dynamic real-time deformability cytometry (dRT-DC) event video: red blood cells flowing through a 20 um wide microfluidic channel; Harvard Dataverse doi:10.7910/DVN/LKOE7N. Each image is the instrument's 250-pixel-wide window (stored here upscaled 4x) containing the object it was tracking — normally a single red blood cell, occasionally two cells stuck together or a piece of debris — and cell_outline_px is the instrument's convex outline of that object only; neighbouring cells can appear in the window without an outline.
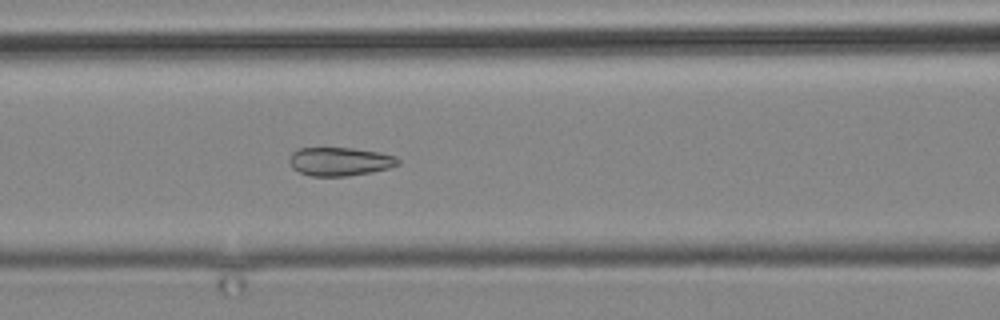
{"species": "common noctule bat (a hibernating species)", "species_latin": "Nyctalus noctula", "temperature_condition": "cold", "stored_images_in_passage": 3, "camera_frame_rate_fps": 3000, "um_per_image_px": 0.085, "animal": {"sex": "male", "body_mass_g": 19.2, "forearm_length_mm": 51.8}, "frame": {"image": 1, "passage_image": 3, "time_ms": 2.0, "image_size_px": [1000, 320], "cell_outline_px": [[400, 164], [388, 168], [372, 172], [348, 176], [312, 176], [300, 172], [292, 168], [288, 160], [292, 152], [296, 148], [352, 148], [380, 152], [396, 156], [400, 160]], "centroid_in_image_um": [28.89, 13.72], "position_along_channel_um": 137.7, "area_um2": 18.21}}